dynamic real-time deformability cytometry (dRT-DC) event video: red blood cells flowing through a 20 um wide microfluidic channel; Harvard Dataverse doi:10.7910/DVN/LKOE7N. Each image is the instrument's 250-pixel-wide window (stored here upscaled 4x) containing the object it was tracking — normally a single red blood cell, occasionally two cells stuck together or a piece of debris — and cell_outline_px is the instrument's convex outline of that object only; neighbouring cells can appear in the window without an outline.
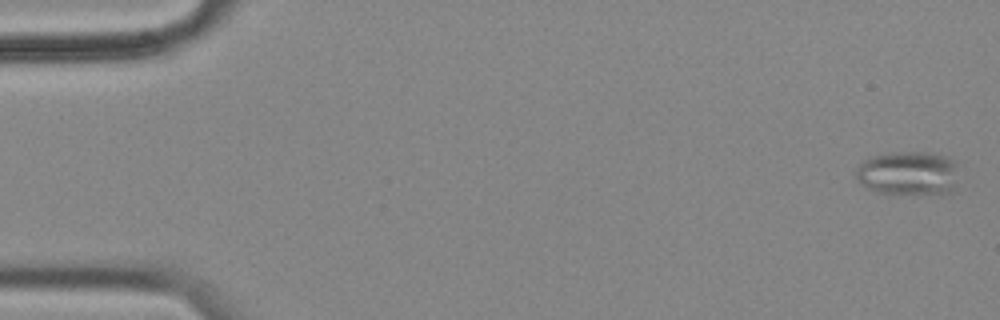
{"species": "common noctule bat (a hibernating species)", "species_latin": "Nyctalus noctula", "temperature_condition": "cold", "stored_images_in_passage": 55, "camera_frame_rate_fps": 3000, "um_per_image_px": 0.085, "animal": {"sex": "female", "body_mass_g": 18.4}, "frame": {"image": 1, "passage_image": 2, "time_ms": 0.333, "image_size_px": [1000, 320], "cell_outline_px": [[956, 164], [952, 192], [940, 196], [876, 192], [868, 188], [856, 176], [856, 168], [868, 156], [896, 152], [924, 152], [944, 156], [952, 160]], "centroid_in_image_um": [77.19, 14.75], "position_along_channel_um": 7.8, "area_um2": 26.41}}
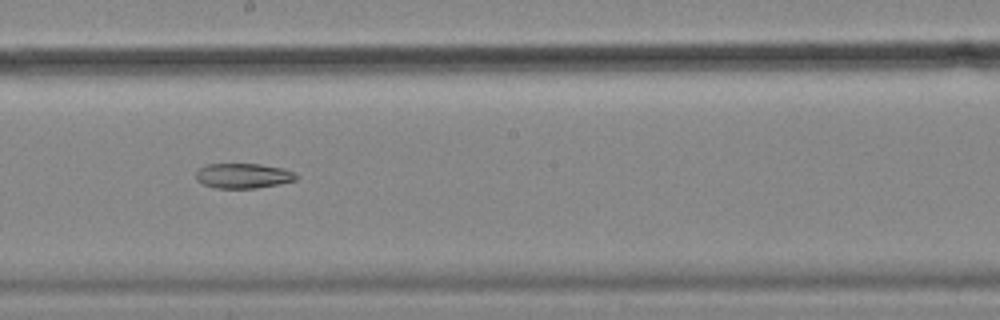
{"frame": {"image": 2, "passage_image": 32, "time_ms": 10.333, "image_size_px": [1000, 320], "cell_outline_px": [[300, 176], [296, 180], [256, 188], [216, 188], [204, 184], [196, 180], [196, 172], [200, 168], [208, 164], [260, 164], [284, 168], [296, 172]], "centroid_in_image_um": [20.71, 14.93], "position_along_channel_um": 227.5, "area_um2": 14.62}}
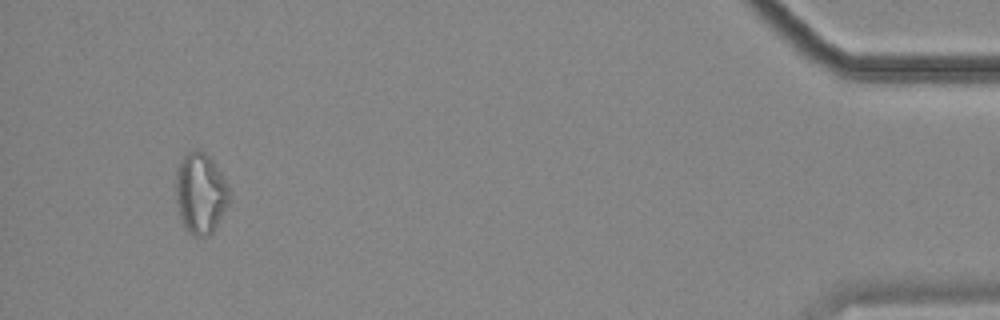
{"frame": {"image": 3, "passage_image": 54, "time_ms": 17.667, "image_size_px": [1000, 320], "cell_outline_px": [[228, 204], [212, 232], [208, 236], [196, 236], [188, 232], [184, 228], [180, 220], [176, 208], [176, 168], [180, 160], [188, 152], [196, 148], [204, 152], [212, 160], [224, 176], [228, 184]], "centroid_in_image_um": [17.01, 16.42], "position_along_channel_um": 418.2, "area_um2": 25.37}}